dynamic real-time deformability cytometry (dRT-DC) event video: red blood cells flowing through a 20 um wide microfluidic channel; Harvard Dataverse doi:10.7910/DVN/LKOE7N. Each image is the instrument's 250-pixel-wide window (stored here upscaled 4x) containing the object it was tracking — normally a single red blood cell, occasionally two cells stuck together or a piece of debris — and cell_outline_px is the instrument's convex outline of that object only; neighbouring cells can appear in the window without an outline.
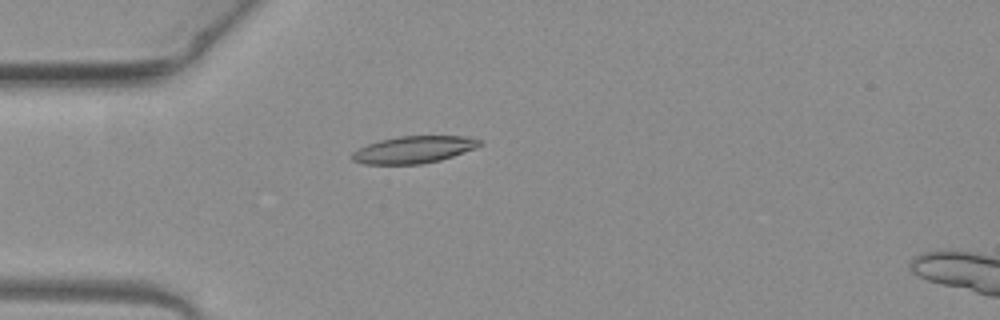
{"species": "common noctule bat (a hibernating species)", "species_latin": "Nyctalus noctula", "temperature_condition": "warm", "stored_images_in_passage": 36, "camera_frame_rate_fps": 3000, "um_per_image_px": 0.085, "animal": {"sex": "female", "body_mass_g": 19.3, "forearm_length_mm": 54.1}, "frame": {"image": 1, "passage_image": 1, "time_ms": 0.0, "image_size_px": [1000, 320], "cell_outline_px": [[484, 144], [476, 148], [440, 160], [420, 164], [364, 164], [352, 160], [352, 152], [368, 144], [380, 140], [400, 136], [464, 136], [480, 140]], "centroid_in_image_um": [35.18, 12.72], "position_along_channel_um": 49.8, "area_um2": 20.0}}
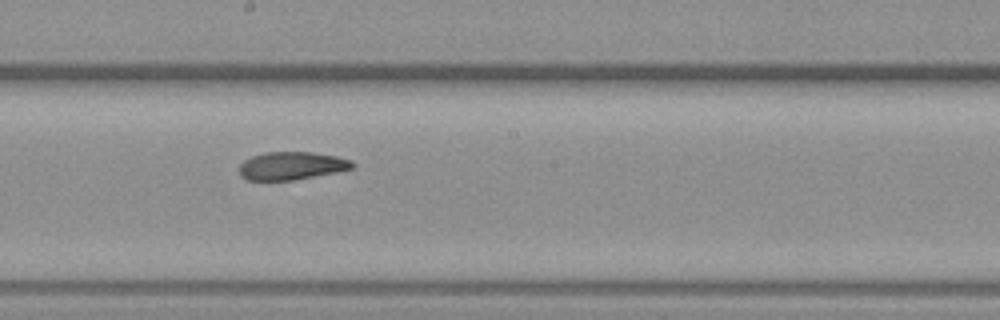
{"frame": {"image": 2, "passage_image": 15, "time_ms": 4.667, "image_size_px": [1000, 320], "cell_outline_px": [[356, 164], [352, 168], [336, 172], [292, 180], [248, 180], [240, 176], [240, 164], [244, 160], [252, 156], [264, 152], [312, 152], [336, 156], [352, 160]], "centroid_in_image_um": [24.78, 14.08], "position_along_channel_um": 223.4, "area_um2": 18.38}}
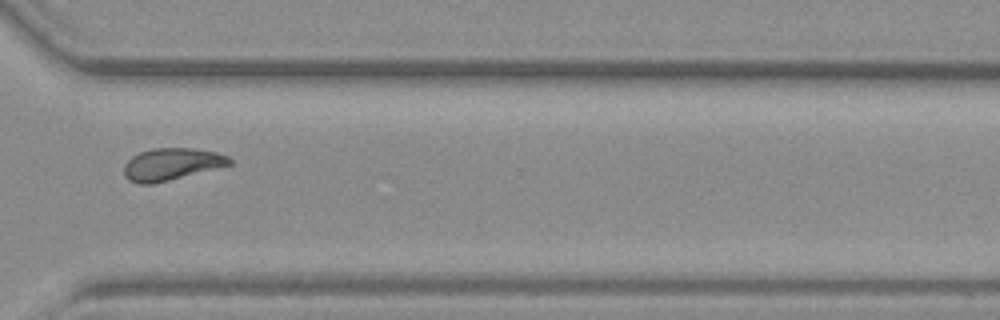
{"frame": {"image": 3, "passage_image": 25, "time_ms": 8.0, "image_size_px": [1000, 320], "cell_outline_px": [[232, 164], [152, 184], [140, 184], [128, 180], [124, 176], [124, 164], [132, 156], [140, 152], [152, 148], [192, 148], [216, 152], [228, 156], [232, 160]], "centroid_in_image_um": [14.55, 13.95], "position_along_channel_um": 356.1, "area_um2": 19.59}, "authors_computed_cell_mechanics": {"area_um2": 19.1896, "velocity_mm_per_s": 3.9729, "shape_relaxation_time_tau1_ms": 10.8053, "shape_relaxation_time_tau2_ms": 3.0802, "deformation_change_tau1": 0.2718, "deformation_change_tau2": 0.1057}}